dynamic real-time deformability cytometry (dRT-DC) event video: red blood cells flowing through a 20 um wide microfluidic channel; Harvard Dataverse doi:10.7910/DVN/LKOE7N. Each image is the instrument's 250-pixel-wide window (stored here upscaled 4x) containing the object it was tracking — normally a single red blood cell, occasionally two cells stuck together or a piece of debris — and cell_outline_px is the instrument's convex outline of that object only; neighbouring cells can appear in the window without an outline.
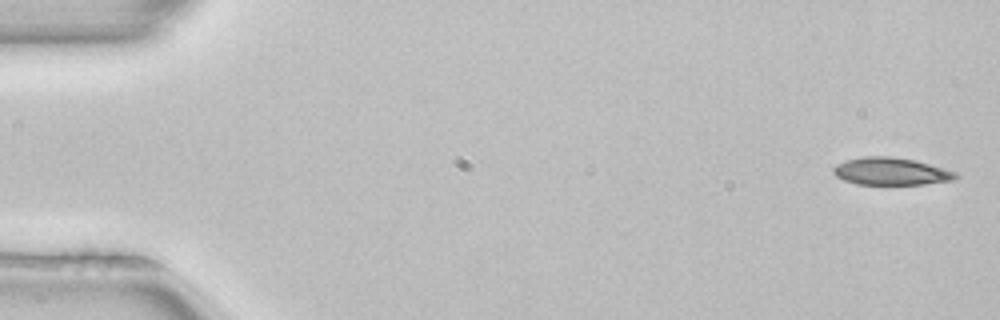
{"species": "common noctule bat (a hibernating species)", "species_latin": "Nyctalus noctula", "temperature_condition": "room temperature", "stored_images_in_passage": 5, "camera_frame_rate_fps": 3000, "um_per_image_px": 0.085, "animal": {"sex": "female", "body_mass_g": 22.7, "forearm_length_mm": 54.2}, "frame": {"image": 1, "passage_image": 1, "time_ms": 0.0, "image_size_px": [1000, 320], "cell_outline_px": [[960, 176], [952, 180], [924, 184], [856, 184], [844, 180], [836, 176], [832, 172], [832, 168], [836, 164], [848, 160], [864, 156], [892, 156], [916, 160], [956, 172]], "centroid_in_image_um": [75.72, 14.56], "position_along_channel_um": 9.3, "area_um2": 19.54}}
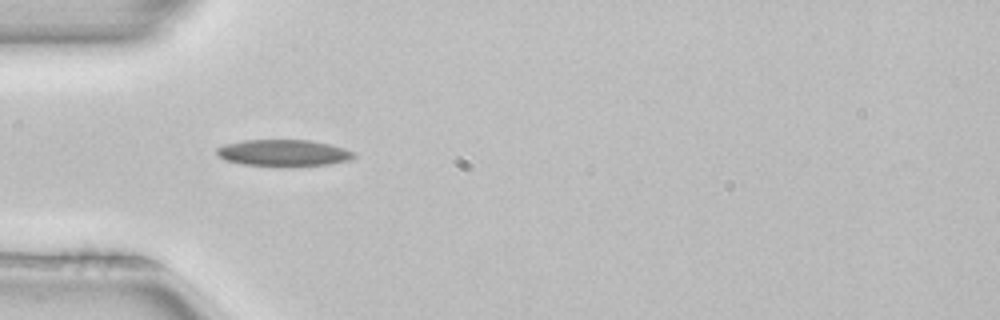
{"frame": {"image": 2, "passage_image": 4, "time_ms": 1.0, "image_size_px": [1000, 320], "cell_outline_px": [[356, 156], [348, 160], [328, 164], [292, 168], [284, 168], [244, 164], [224, 160], [216, 156], [216, 148], [228, 144], [244, 140], [312, 140], [344, 148], [356, 152]], "centroid_in_image_um": [24.1, 13.03], "position_along_channel_um": 60.9, "area_um2": 21.79}}